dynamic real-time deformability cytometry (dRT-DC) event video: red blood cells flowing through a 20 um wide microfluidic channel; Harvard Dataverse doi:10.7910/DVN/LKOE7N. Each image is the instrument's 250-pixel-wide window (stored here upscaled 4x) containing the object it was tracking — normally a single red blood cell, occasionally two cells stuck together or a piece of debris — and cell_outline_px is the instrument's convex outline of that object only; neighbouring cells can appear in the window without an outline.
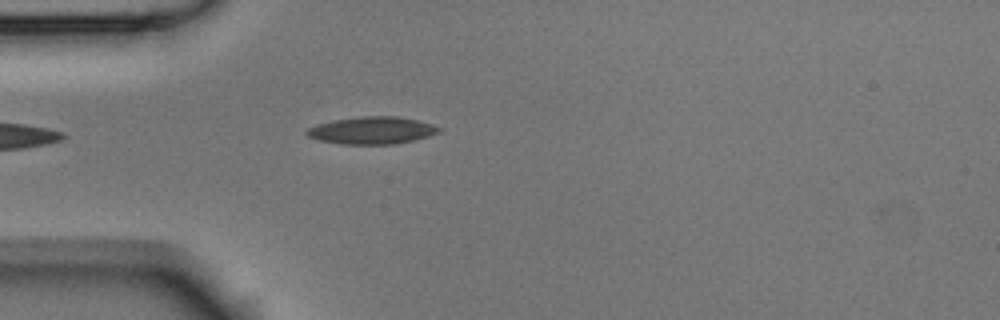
{"species": "Egyptian fruit bat (a non-hibernating species)", "species_latin": "Rousettus aegyptiacus", "temperature_condition": "room temperature", "stored_images_in_passage": 3, "camera_frame_rate_fps": 3000, "um_per_image_px": 0.085, "animal": {"sex": "male"}, "frame": {"image": 1, "passage_image": 3, "time_ms": 0.667, "image_size_px": [1000, 320], "cell_outline_px": [[440, 132], [428, 136], [396, 144], [344, 144], [320, 140], [308, 136], [304, 132], [308, 128], [316, 124], [336, 120], [360, 116], [396, 116], [416, 120], [432, 124], [440, 128]], "centroid_in_image_um": [31.61, 11.08], "position_along_channel_um": 53.4, "area_um2": 20.81}}